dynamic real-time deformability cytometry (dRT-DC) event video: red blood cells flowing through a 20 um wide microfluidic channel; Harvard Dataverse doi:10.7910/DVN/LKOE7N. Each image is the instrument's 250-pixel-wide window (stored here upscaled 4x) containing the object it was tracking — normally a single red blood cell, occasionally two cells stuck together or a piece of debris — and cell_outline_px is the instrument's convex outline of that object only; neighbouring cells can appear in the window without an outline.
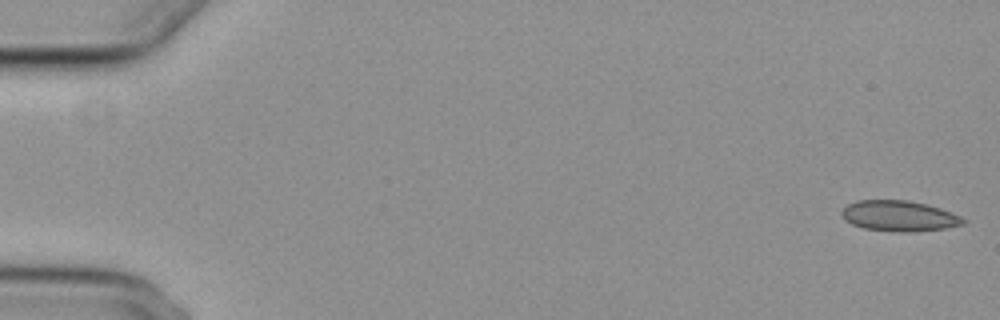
{"species": "common noctule bat (a hibernating species)", "species_latin": "Nyctalus noctula", "temperature_condition": "cold", "stored_images_in_passage": 11, "camera_frame_rate_fps": 3000, "um_per_image_px": 0.085, "animal": {"sex": "female", "body_mass_g": 29.2, "forearm_length_mm": 56.3}, "frame": {"image": 1, "passage_image": 1, "time_ms": 0.0, "image_size_px": [1000, 320], "cell_outline_px": [[968, 220], [964, 224], [944, 228], [912, 232], [900, 232], [864, 228], [852, 224], [840, 212], [848, 204], [856, 200], [908, 200], [928, 204], [952, 212]], "centroid_in_image_um": [76.47, 18.34], "position_along_channel_um": 8.5, "area_um2": 21.62}}